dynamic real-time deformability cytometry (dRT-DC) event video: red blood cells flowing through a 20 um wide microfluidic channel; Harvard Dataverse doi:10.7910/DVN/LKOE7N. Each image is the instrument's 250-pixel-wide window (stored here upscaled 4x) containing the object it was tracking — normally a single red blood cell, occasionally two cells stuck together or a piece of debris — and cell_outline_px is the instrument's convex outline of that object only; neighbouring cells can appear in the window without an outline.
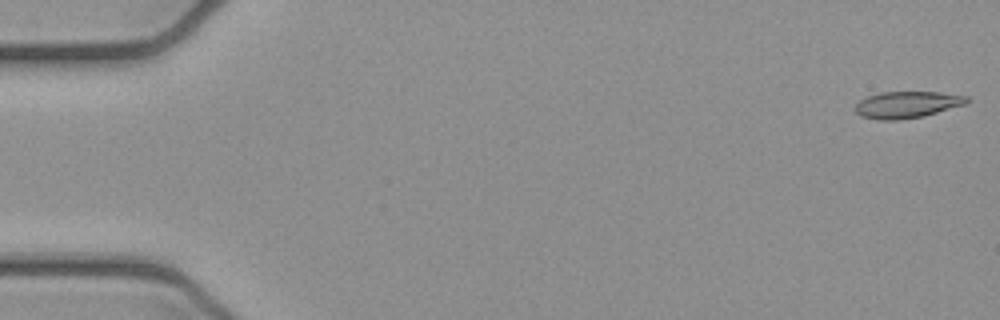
{"species": "common noctule bat (a hibernating species)", "species_latin": "Nyctalus noctula", "temperature_condition": "cold", "stored_images_in_passage": 5, "camera_frame_rate_fps": 3000, "um_per_image_px": 0.085, "animal": {"sex": "female", "body_mass_g": 21.9}, "frame": {"image": 1, "passage_image": 1, "time_ms": 0.0, "image_size_px": [1000, 320], "cell_outline_px": [[972, 100], [964, 104], [924, 116], [896, 120], [876, 120], [860, 116], [852, 108], [860, 100], [868, 96], [880, 92], [940, 92], [968, 96]], "centroid_in_image_um": [77.07, 8.9], "position_along_channel_um": 7.9, "area_um2": 17.46}}
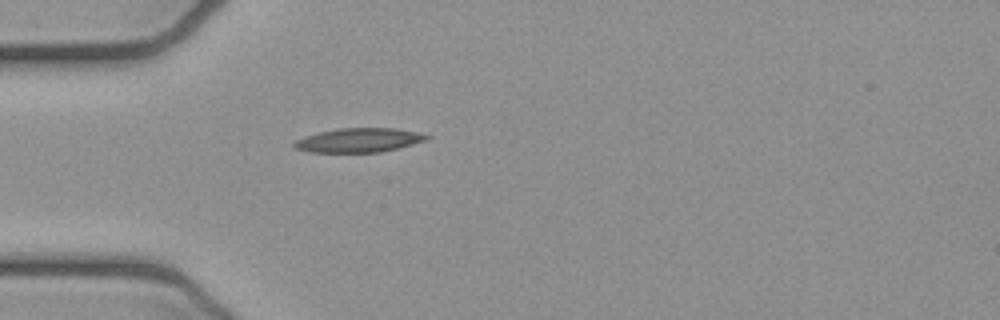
{"frame": {"image": 2, "passage_image": 5, "time_ms": 1.333, "image_size_px": [1000, 320], "cell_outline_px": [[432, 136], [428, 140], [380, 152], [308, 152], [296, 148], [292, 144], [296, 140], [304, 136], [320, 132], [340, 128], [392, 128], [416, 132]], "centroid_in_image_um": [30.5, 11.91], "position_along_channel_um": 54.5, "area_um2": 18.44}}